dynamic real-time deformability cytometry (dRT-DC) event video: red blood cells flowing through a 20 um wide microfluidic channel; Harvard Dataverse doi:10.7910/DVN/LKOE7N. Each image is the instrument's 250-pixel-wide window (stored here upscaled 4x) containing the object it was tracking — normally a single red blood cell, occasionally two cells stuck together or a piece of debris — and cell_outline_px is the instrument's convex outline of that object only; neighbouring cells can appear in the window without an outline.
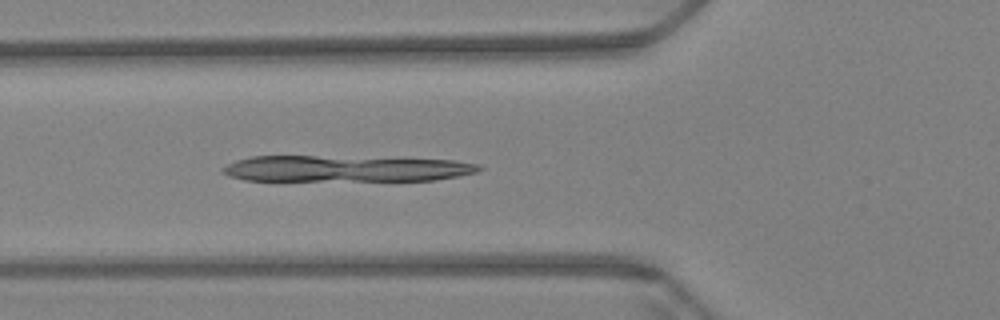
{"species": "Egyptian fruit bat (a non-hibernating species)", "species_latin": "Rousettus aegyptiacus", "temperature_condition": "warm", "stored_images_in_passage": 20, "camera_frame_rate_fps": 3000, "um_per_image_px": 0.085, "animal": {"sex": "female"}, "frame": {"image": 1, "passage_image": 14, "time_ms": 4.333, "image_size_px": [1000, 320], "cell_outline_px": [[484, 168], [476, 172], [460, 176], [432, 180], [244, 180], [228, 176], [220, 172], [220, 168], [236, 160], [252, 156], [316, 156], [452, 160], [480, 164]], "centroid_in_image_um": [29.34, 14.33], "position_along_channel_um": 96.5, "area_um2": 38.9}}